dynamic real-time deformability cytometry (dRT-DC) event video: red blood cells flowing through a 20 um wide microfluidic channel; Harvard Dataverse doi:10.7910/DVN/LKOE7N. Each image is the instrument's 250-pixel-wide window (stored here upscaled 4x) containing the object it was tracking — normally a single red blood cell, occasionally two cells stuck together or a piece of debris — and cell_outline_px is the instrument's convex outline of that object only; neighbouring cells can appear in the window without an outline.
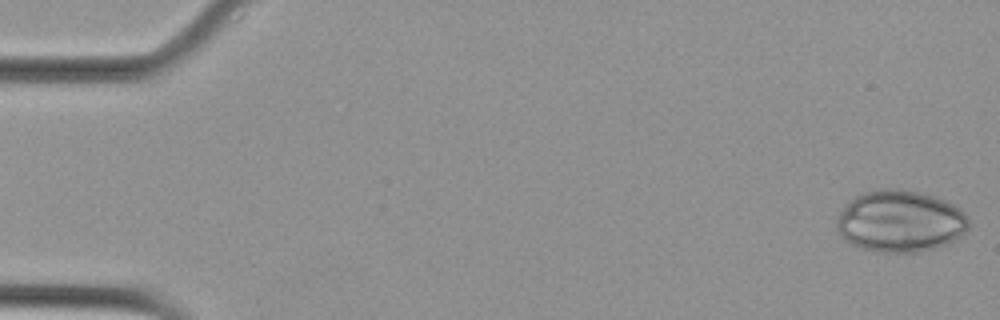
{"species": "Egyptian fruit bat (a non-hibernating species)", "species_latin": "Rousettus aegyptiacus", "temperature_condition": "cold", "stored_images_in_passage": 56, "camera_frame_rate_fps": 3000, "um_per_image_px": 0.085, "animal": {"sex": "female"}, "frame": {"image": 1, "passage_image": 1, "time_ms": 0.0, "image_size_px": [1000, 320], "cell_outline_px": [[968, 228], [956, 240], [948, 244], [916, 252], [880, 252], [860, 248], [844, 240], [840, 236], [836, 228], [836, 216], [844, 204], [856, 196], [864, 192], [880, 188], [900, 188], [932, 196], [952, 204], [964, 212], [968, 216]], "centroid_in_image_um": [76.46, 18.81], "position_along_channel_um": 8.5, "area_um2": 47.74}}
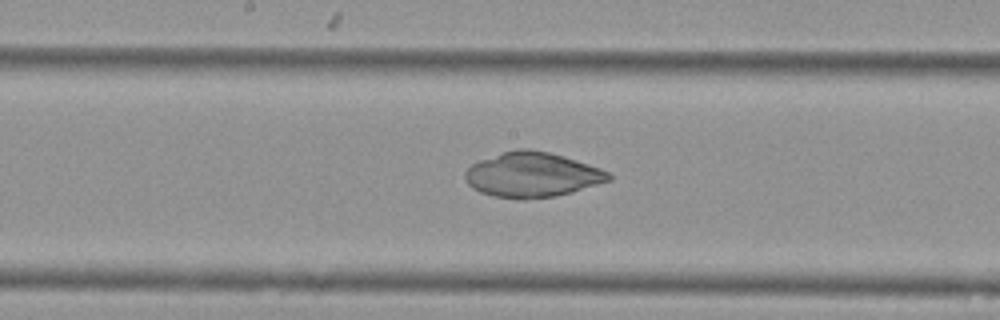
{"frame": {"image": 2, "passage_image": 29, "time_ms": 9.333, "image_size_px": [1000, 320], "cell_outline_px": [[612, 180], [572, 192], [556, 196], [524, 200], [520, 200], [492, 196], [480, 192], [472, 188], [468, 184], [464, 176], [464, 172], [472, 164], [480, 160], [516, 148], [528, 148], [548, 152], [576, 160], [600, 168], [608, 172], [612, 176]], "centroid_in_image_um": [45.22, 14.87], "position_along_channel_um": 203.0, "area_um2": 37.69}}
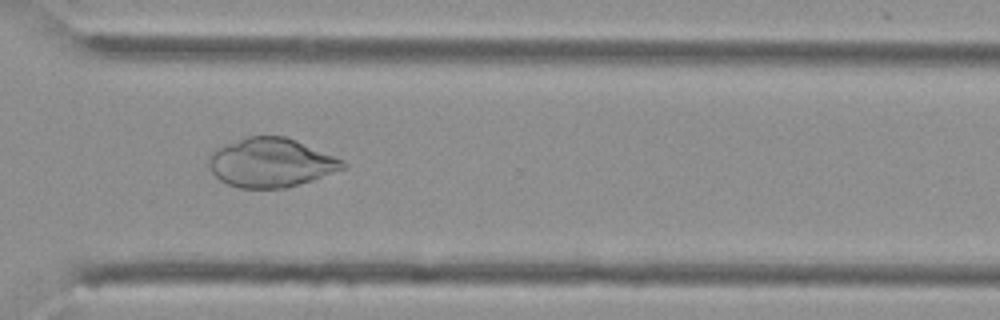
{"frame": {"image": 3, "passage_image": 41, "time_ms": 13.333, "image_size_px": [1000, 320], "cell_outline_px": [[348, 168], [312, 180], [284, 188], [240, 188], [228, 184], [220, 180], [212, 172], [208, 164], [208, 156], [216, 148], [224, 144], [248, 136], [284, 136], [296, 140], [344, 160], [348, 164]], "centroid_in_image_um": [23.04, 13.82], "position_along_channel_um": 347.6, "area_um2": 38.38}}